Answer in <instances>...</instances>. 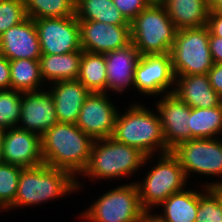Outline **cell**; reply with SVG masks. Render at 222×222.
<instances>
[{"label":"cell","mask_w":222,"mask_h":222,"mask_svg":"<svg viewBox=\"0 0 222 222\" xmlns=\"http://www.w3.org/2000/svg\"><path fill=\"white\" fill-rule=\"evenodd\" d=\"M74 0H24L27 17L35 20L75 16Z\"/></svg>","instance_id":"28"},{"label":"cell","mask_w":222,"mask_h":222,"mask_svg":"<svg viewBox=\"0 0 222 222\" xmlns=\"http://www.w3.org/2000/svg\"><path fill=\"white\" fill-rule=\"evenodd\" d=\"M46 88L53 97L58 122L76 124L90 91L78 80L58 81Z\"/></svg>","instance_id":"19"},{"label":"cell","mask_w":222,"mask_h":222,"mask_svg":"<svg viewBox=\"0 0 222 222\" xmlns=\"http://www.w3.org/2000/svg\"><path fill=\"white\" fill-rule=\"evenodd\" d=\"M93 142L76 124L58 122L41 136L44 164L67 170L77 179L89 163Z\"/></svg>","instance_id":"3"},{"label":"cell","mask_w":222,"mask_h":222,"mask_svg":"<svg viewBox=\"0 0 222 222\" xmlns=\"http://www.w3.org/2000/svg\"><path fill=\"white\" fill-rule=\"evenodd\" d=\"M207 27L210 31V36L222 38V14L209 12Z\"/></svg>","instance_id":"35"},{"label":"cell","mask_w":222,"mask_h":222,"mask_svg":"<svg viewBox=\"0 0 222 222\" xmlns=\"http://www.w3.org/2000/svg\"><path fill=\"white\" fill-rule=\"evenodd\" d=\"M22 109V92L13 89L0 90V129L17 127Z\"/></svg>","instance_id":"29"},{"label":"cell","mask_w":222,"mask_h":222,"mask_svg":"<svg viewBox=\"0 0 222 222\" xmlns=\"http://www.w3.org/2000/svg\"><path fill=\"white\" fill-rule=\"evenodd\" d=\"M10 89V63L0 55V90Z\"/></svg>","instance_id":"36"},{"label":"cell","mask_w":222,"mask_h":222,"mask_svg":"<svg viewBox=\"0 0 222 222\" xmlns=\"http://www.w3.org/2000/svg\"><path fill=\"white\" fill-rule=\"evenodd\" d=\"M154 0H113V3L130 23L143 9Z\"/></svg>","instance_id":"33"},{"label":"cell","mask_w":222,"mask_h":222,"mask_svg":"<svg viewBox=\"0 0 222 222\" xmlns=\"http://www.w3.org/2000/svg\"><path fill=\"white\" fill-rule=\"evenodd\" d=\"M173 193L155 211L164 222H195L199 208V188L192 185ZM191 189H190V188ZM195 187V188H194ZM161 212V213H159Z\"/></svg>","instance_id":"22"},{"label":"cell","mask_w":222,"mask_h":222,"mask_svg":"<svg viewBox=\"0 0 222 222\" xmlns=\"http://www.w3.org/2000/svg\"><path fill=\"white\" fill-rule=\"evenodd\" d=\"M83 50L66 54H42L40 73L46 85L58 81L77 80Z\"/></svg>","instance_id":"23"},{"label":"cell","mask_w":222,"mask_h":222,"mask_svg":"<svg viewBox=\"0 0 222 222\" xmlns=\"http://www.w3.org/2000/svg\"><path fill=\"white\" fill-rule=\"evenodd\" d=\"M104 55L107 73L106 93L111 95L113 93V96L116 93L117 97L128 91L133 93L132 90H135L134 74L141 57L138 49L130 43L124 48L110 51Z\"/></svg>","instance_id":"16"},{"label":"cell","mask_w":222,"mask_h":222,"mask_svg":"<svg viewBox=\"0 0 222 222\" xmlns=\"http://www.w3.org/2000/svg\"><path fill=\"white\" fill-rule=\"evenodd\" d=\"M106 77L105 55L83 51L77 80L90 92L106 93Z\"/></svg>","instance_id":"27"},{"label":"cell","mask_w":222,"mask_h":222,"mask_svg":"<svg viewBox=\"0 0 222 222\" xmlns=\"http://www.w3.org/2000/svg\"><path fill=\"white\" fill-rule=\"evenodd\" d=\"M26 18L24 0H0V35Z\"/></svg>","instance_id":"32"},{"label":"cell","mask_w":222,"mask_h":222,"mask_svg":"<svg viewBox=\"0 0 222 222\" xmlns=\"http://www.w3.org/2000/svg\"><path fill=\"white\" fill-rule=\"evenodd\" d=\"M177 30L207 25L210 0H158Z\"/></svg>","instance_id":"21"},{"label":"cell","mask_w":222,"mask_h":222,"mask_svg":"<svg viewBox=\"0 0 222 222\" xmlns=\"http://www.w3.org/2000/svg\"><path fill=\"white\" fill-rule=\"evenodd\" d=\"M145 104L134 99L128 107L119 109L112 138L139 149L146 156L170 152L156 108Z\"/></svg>","instance_id":"2"},{"label":"cell","mask_w":222,"mask_h":222,"mask_svg":"<svg viewBox=\"0 0 222 222\" xmlns=\"http://www.w3.org/2000/svg\"><path fill=\"white\" fill-rule=\"evenodd\" d=\"M210 189L218 196L222 204V184L212 186Z\"/></svg>","instance_id":"40"},{"label":"cell","mask_w":222,"mask_h":222,"mask_svg":"<svg viewBox=\"0 0 222 222\" xmlns=\"http://www.w3.org/2000/svg\"><path fill=\"white\" fill-rule=\"evenodd\" d=\"M134 85L137 94L146 98L156 99L173 93L175 75L171 54L141 55L134 74Z\"/></svg>","instance_id":"10"},{"label":"cell","mask_w":222,"mask_h":222,"mask_svg":"<svg viewBox=\"0 0 222 222\" xmlns=\"http://www.w3.org/2000/svg\"><path fill=\"white\" fill-rule=\"evenodd\" d=\"M23 168L0 163V212L8 213V209L14 204L18 188L19 176ZM7 210V211H6Z\"/></svg>","instance_id":"30"},{"label":"cell","mask_w":222,"mask_h":222,"mask_svg":"<svg viewBox=\"0 0 222 222\" xmlns=\"http://www.w3.org/2000/svg\"><path fill=\"white\" fill-rule=\"evenodd\" d=\"M130 32L141 55H154L171 52L177 29L165 7L154 0L130 22Z\"/></svg>","instance_id":"6"},{"label":"cell","mask_w":222,"mask_h":222,"mask_svg":"<svg viewBox=\"0 0 222 222\" xmlns=\"http://www.w3.org/2000/svg\"><path fill=\"white\" fill-rule=\"evenodd\" d=\"M171 152L178 158L187 179H192V175L213 179L198 183L206 188L222 184L221 137L190 139L179 143Z\"/></svg>","instance_id":"8"},{"label":"cell","mask_w":222,"mask_h":222,"mask_svg":"<svg viewBox=\"0 0 222 222\" xmlns=\"http://www.w3.org/2000/svg\"><path fill=\"white\" fill-rule=\"evenodd\" d=\"M109 93L90 92L86 97L76 125L93 140L112 137L120 106Z\"/></svg>","instance_id":"11"},{"label":"cell","mask_w":222,"mask_h":222,"mask_svg":"<svg viewBox=\"0 0 222 222\" xmlns=\"http://www.w3.org/2000/svg\"><path fill=\"white\" fill-rule=\"evenodd\" d=\"M148 163L151 165L148 166ZM144 166H148L149 170L147 168L144 170L147 173L145 172L143 178L139 177L141 180L136 179L133 182L137 186L139 200L145 211L157 210V207L169 196L193 183L186 178L178 158L171 151L146 156Z\"/></svg>","instance_id":"5"},{"label":"cell","mask_w":222,"mask_h":222,"mask_svg":"<svg viewBox=\"0 0 222 222\" xmlns=\"http://www.w3.org/2000/svg\"><path fill=\"white\" fill-rule=\"evenodd\" d=\"M145 158L146 155L139 149L120 143L112 137L94 140L89 163L77 178V190L79 192L86 188L80 177H85L90 183L94 180V184L96 180L116 183L114 181L118 179L120 184L121 179H134L133 175L146 168Z\"/></svg>","instance_id":"1"},{"label":"cell","mask_w":222,"mask_h":222,"mask_svg":"<svg viewBox=\"0 0 222 222\" xmlns=\"http://www.w3.org/2000/svg\"><path fill=\"white\" fill-rule=\"evenodd\" d=\"M210 12L222 14V0H210Z\"/></svg>","instance_id":"39"},{"label":"cell","mask_w":222,"mask_h":222,"mask_svg":"<svg viewBox=\"0 0 222 222\" xmlns=\"http://www.w3.org/2000/svg\"><path fill=\"white\" fill-rule=\"evenodd\" d=\"M208 77L214 91L222 97V63H214L208 71Z\"/></svg>","instance_id":"34"},{"label":"cell","mask_w":222,"mask_h":222,"mask_svg":"<svg viewBox=\"0 0 222 222\" xmlns=\"http://www.w3.org/2000/svg\"><path fill=\"white\" fill-rule=\"evenodd\" d=\"M154 99L155 106L162 124L166 146L172 150L179 143L191 139L189 129L190 107L175 94H164Z\"/></svg>","instance_id":"14"},{"label":"cell","mask_w":222,"mask_h":222,"mask_svg":"<svg viewBox=\"0 0 222 222\" xmlns=\"http://www.w3.org/2000/svg\"><path fill=\"white\" fill-rule=\"evenodd\" d=\"M0 55L5 56L9 61L39 60L42 53L33 19L27 17L0 35Z\"/></svg>","instance_id":"18"},{"label":"cell","mask_w":222,"mask_h":222,"mask_svg":"<svg viewBox=\"0 0 222 222\" xmlns=\"http://www.w3.org/2000/svg\"><path fill=\"white\" fill-rule=\"evenodd\" d=\"M191 139L222 136V104L212 108H190Z\"/></svg>","instance_id":"26"},{"label":"cell","mask_w":222,"mask_h":222,"mask_svg":"<svg viewBox=\"0 0 222 222\" xmlns=\"http://www.w3.org/2000/svg\"><path fill=\"white\" fill-rule=\"evenodd\" d=\"M209 49L214 63H222V38L209 36Z\"/></svg>","instance_id":"37"},{"label":"cell","mask_w":222,"mask_h":222,"mask_svg":"<svg viewBox=\"0 0 222 222\" xmlns=\"http://www.w3.org/2000/svg\"><path fill=\"white\" fill-rule=\"evenodd\" d=\"M75 16L78 21H99L112 25H130L113 0H77Z\"/></svg>","instance_id":"24"},{"label":"cell","mask_w":222,"mask_h":222,"mask_svg":"<svg viewBox=\"0 0 222 222\" xmlns=\"http://www.w3.org/2000/svg\"><path fill=\"white\" fill-rule=\"evenodd\" d=\"M77 179L67 170L46 164L23 168L18 181L14 204L8 211L42 206L77 192ZM56 199V200H55ZM35 206V207H34Z\"/></svg>","instance_id":"4"},{"label":"cell","mask_w":222,"mask_h":222,"mask_svg":"<svg viewBox=\"0 0 222 222\" xmlns=\"http://www.w3.org/2000/svg\"><path fill=\"white\" fill-rule=\"evenodd\" d=\"M209 36L207 25L177 30L170 52L174 75L208 74L214 65Z\"/></svg>","instance_id":"9"},{"label":"cell","mask_w":222,"mask_h":222,"mask_svg":"<svg viewBox=\"0 0 222 222\" xmlns=\"http://www.w3.org/2000/svg\"><path fill=\"white\" fill-rule=\"evenodd\" d=\"M153 211H144L138 222H164L161 217Z\"/></svg>","instance_id":"38"},{"label":"cell","mask_w":222,"mask_h":222,"mask_svg":"<svg viewBox=\"0 0 222 222\" xmlns=\"http://www.w3.org/2000/svg\"><path fill=\"white\" fill-rule=\"evenodd\" d=\"M3 162L21 168L43 164L41 137L18 127L4 130Z\"/></svg>","instance_id":"17"},{"label":"cell","mask_w":222,"mask_h":222,"mask_svg":"<svg viewBox=\"0 0 222 222\" xmlns=\"http://www.w3.org/2000/svg\"><path fill=\"white\" fill-rule=\"evenodd\" d=\"M10 89L30 92L45 89L47 85L40 73L39 60H10Z\"/></svg>","instance_id":"25"},{"label":"cell","mask_w":222,"mask_h":222,"mask_svg":"<svg viewBox=\"0 0 222 222\" xmlns=\"http://www.w3.org/2000/svg\"><path fill=\"white\" fill-rule=\"evenodd\" d=\"M81 49L106 54L131 43L130 25H112L99 21H79Z\"/></svg>","instance_id":"13"},{"label":"cell","mask_w":222,"mask_h":222,"mask_svg":"<svg viewBox=\"0 0 222 222\" xmlns=\"http://www.w3.org/2000/svg\"><path fill=\"white\" fill-rule=\"evenodd\" d=\"M58 123L53 97L48 89L22 92L18 128L42 136Z\"/></svg>","instance_id":"15"},{"label":"cell","mask_w":222,"mask_h":222,"mask_svg":"<svg viewBox=\"0 0 222 222\" xmlns=\"http://www.w3.org/2000/svg\"><path fill=\"white\" fill-rule=\"evenodd\" d=\"M118 183L105 193H99L91 205L78 214L83 222H138L145 211L139 200L135 182Z\"/></svg>","instance_id":"7"},{"label":"cell","mask_w":222,"mask_h":222,"mask_svg":"<svg viewBox=\"0 0 222 222\" xmlns=\"http://www.w3.org/2000/svg\"><path fill=\"white\" fill-rule=\"evenodd\" d=\"M42 54H66L81 50L76 16L35 19Z\"/></svg>","instance_id":"12"},{"label":"cell","mask_w":222,"mask_h":222,"mask_svg":"<svg viewBox=\"0 0 222 222\" xmlns=\"http://www.w3.org/2000/svg\"><path fill=\"white\" fill-rule=\"evenodd\" d=\"M3 140H4V130L0 129V163L3 162Z\"/></svg>","instance_id":"41"},{"label":"cell","mask_w":222,"mask_h":222,"mask_svg":"<svg viewBox=\"0 0 222 222\" xmlns=\"http://www.w3.org/2000/svg\"><path fill=\"white\" fill-rule=\"evenodd\" d=\"M199 208L195 222H222V204L210 189L200 185Z\"/></svg>","instance_id":"31"},{"label":"cell","mask_w":222,"mask_h":222,"mask_svg":"<svg viewBox=\"0 0 222 222\" xmlns=\"http://www.w3.org/2000/svg\"><path fill=\"white\" fill-rule=\"evenodd\" d=\"M173 94L190 108H212L221 105L222 100L212 88L208 74L175 75Z\"/></svg>","instance_id":"20"}]
</instances>
